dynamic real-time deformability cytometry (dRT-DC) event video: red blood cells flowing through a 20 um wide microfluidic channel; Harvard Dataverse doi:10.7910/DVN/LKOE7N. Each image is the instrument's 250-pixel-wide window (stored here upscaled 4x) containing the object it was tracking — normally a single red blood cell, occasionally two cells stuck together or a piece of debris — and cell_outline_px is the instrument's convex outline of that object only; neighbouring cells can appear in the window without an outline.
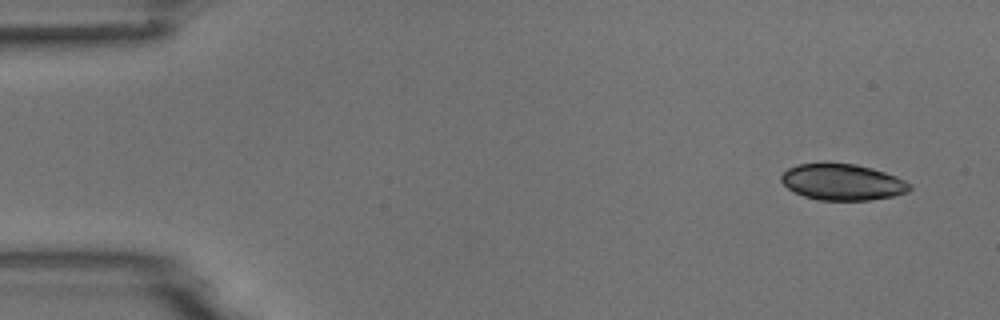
{"species": "common noctule bat (a hibernating species)", "species_latin": "Nyctalus noctula", "temperature_condition": "room temperature", "stored_images_in_passage": 4, "camera_frame_rate_fps": 3000, "um_per_image_px": 0.085, "animal": {"sex": "male", "body_mass_g": 18.8}, "frame": {"image": 1, "passage_image": 1, "time_ms": 0.0, "image_size_px": [1000, 320], "cell_outline_px": [[912, 188], [908, 192], [892, 196], [872, 200], [816, 200], [804, 196], [788, 188], [780, 180], [780, 176], [788, 168], [796, 164], [828, 160], [856, 164], [872, 168], [896, 176], [912, 184]], "centroid_in_image_um": [71.59, 15.44], "position_along_channel_um": 13.4, "area_um2": 27.86}}
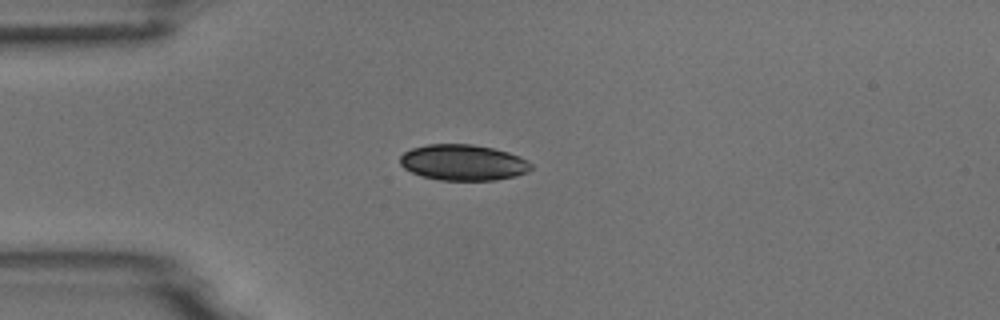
{"frame": {"image": 2, "passage_image": 4, "time_ms": 3.333, "image_size_px": [1000, 320], "cell_outline_px": [[532, 168], [528, 172], [516, 176], [496, 180], [440, 180], [424, 176], [412, 172], [404, 168], [400, 164], [400, 156], [404, 152], [412, 148], [428, 144], [472, 144], [492, 148], [508, 152], [520, 156], [532, 164]], "centroid_in_image_um": [39.38, 13.81], "position_along_channel_um": 45.6, "area_um2": 27.4}}